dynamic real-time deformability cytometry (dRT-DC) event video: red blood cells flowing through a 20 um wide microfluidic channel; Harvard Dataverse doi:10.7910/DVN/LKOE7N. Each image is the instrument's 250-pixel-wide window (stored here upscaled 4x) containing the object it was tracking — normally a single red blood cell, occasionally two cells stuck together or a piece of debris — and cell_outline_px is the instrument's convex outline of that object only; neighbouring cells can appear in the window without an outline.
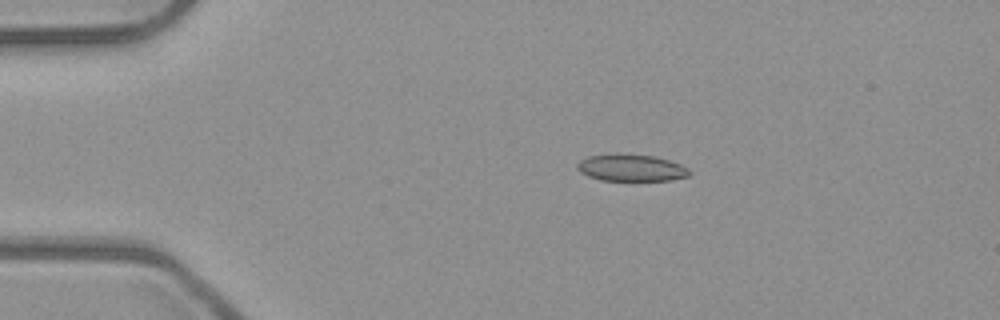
{"species": "common noctule bat (a hibernating species)", "species_latin": "Nyctalus noctula", "temperature_condition": "room temperature", "stored_images_in_passage": 7, "camera_frame_rate_fps": 3000, "um_per_image_px": 0.085, "animal": {"sex": "male", "body_mass_g": 23.1, "forearm_length_mm": 52.7}, "frame": {"image": 1, "passage_image": 4, "time_ms": 1.0, "image_size_px": [1000, 320], "cell_outline_px": [[692, 172], [688, 176], [672, 180], [600, 180], [588, 176], [580, 172], [576, 168], [576, 164], [580, 160], [588, 156], [616, 152], [652, 156], [668, 160], [680, 164], [688, 168]], "centroid_in_image_um": [53.61, 14.24], "position_along_channel_um": 31.4, "area_um2": 17.8}}
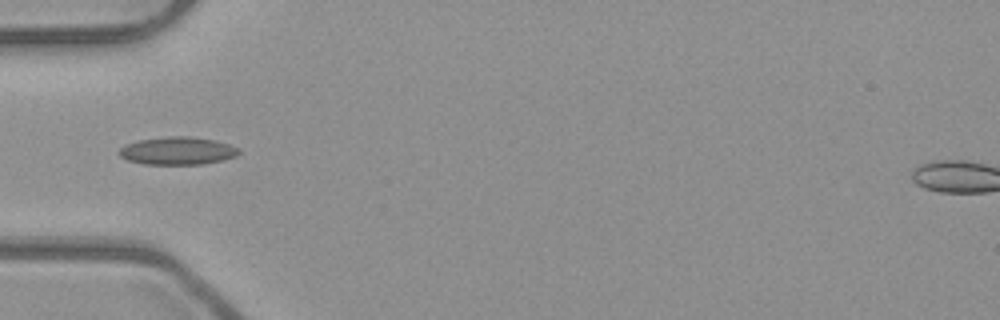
{"frame": {"image": 2, "passage_image": 6, "time_ms": 1.667, "image_size_px": [1000, 320], "cell_outline_px": [[240, 152], [236, 156], [204, 164], [144, 164], [128, 160], [120, 156], [116, 152], [120, 148], [128, 144], [140, 140], [168, 136], [188, 136], [212, 140], [228, 144], [240, 148]], "centroid_in_image_um": [15.08, 12.82], "position_along_channel_um": 69.9, "area_um2": 19.19}}
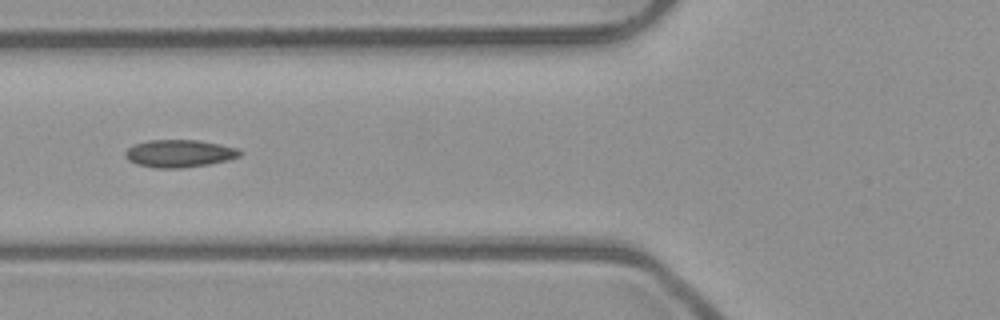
{"frame": {"image": 3, "passage_image": 7, "time_ms": 2.0, "image_size_px": [1000, 320], "cell_outline_px": [[244, 152], [240, 156], [228, 160], [208, 164], [184, 168], [156, 168], [136, 164], [128, 160], [124, 156], [124, 152], [132, 144], [148, 140], [196, 140], [220, 144], [236, 148]], "centroid_in_image_um": [15.22, 13.04], "position_along_channel_um": 110.6, "area_um2": 18.55}}